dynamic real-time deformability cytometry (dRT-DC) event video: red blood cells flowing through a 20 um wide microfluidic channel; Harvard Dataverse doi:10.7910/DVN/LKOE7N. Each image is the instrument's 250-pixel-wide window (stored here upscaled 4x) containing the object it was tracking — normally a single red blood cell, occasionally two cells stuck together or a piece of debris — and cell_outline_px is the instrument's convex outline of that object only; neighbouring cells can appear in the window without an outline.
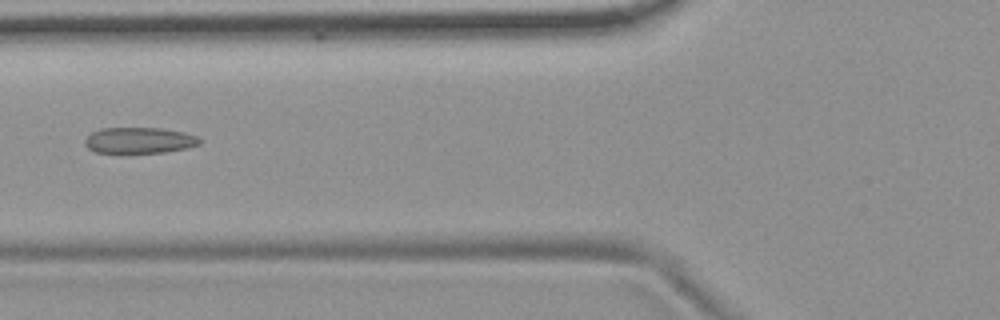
{"species": "common noctule bat (a hibernating species)", "species_latin": "Nyctalus noctula", "temperature_condition": "room temperature", "stored_images_in_passage": 9, "camera_frame_rate_fps": 3000, "um_per_image_px": 0.085, "animal": {"sex": "female", "body_mass_g": 19.9}, "frame": {"image": 1, "passage_image": 6, "time_ms": 6.333, "image_size_px": [1000, 320], "cell_outline_px": [[204, 140], [200, 144], [188, 148], [164, 152], [96, 152], [88, 148], [84, 144], [84, 140], [92, 132], [100, 128], [164, 128], [184, 132], [196, 136]], "centroid_in_image_um": [11.88, 11.92], "position_along_channel_um": 113.9, "area_um2": 17.4}}
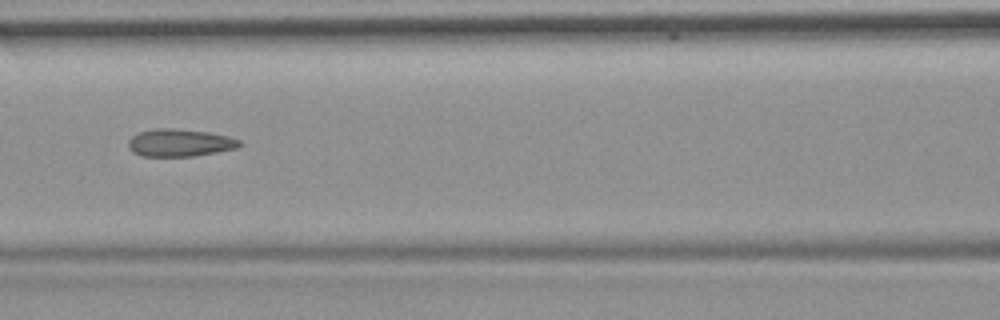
{"frame": {"image": 2, "passage_image": 7, "time_ms": 7.333, "image_size_px": [1000, 320], "cell_outline_px": [[244, 144], [236, 148], [216, 152], [192, 156], [140, 156], [132, 152], [128, 148], [128, 140], [132, 136], [140, 132], [156, 128], [172, 128], [208, 132], [228, 136], [240, 140]], "centroid_in_image_um": [15.27, 12.13], "position_along_channel_um": 151.3, "area_um2": 17.86}}
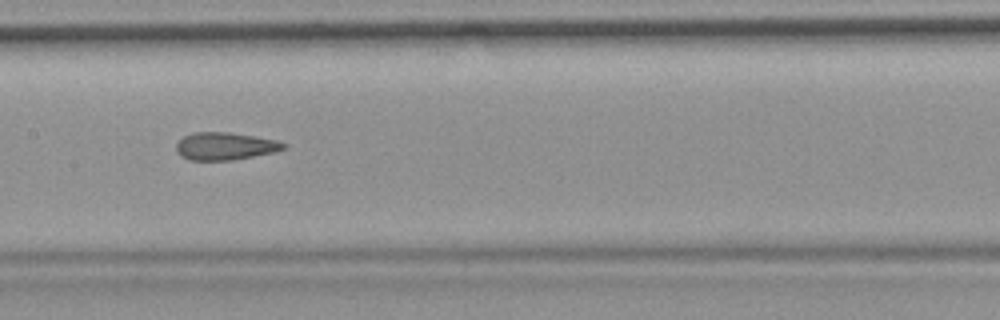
{"frame": {"image": 3, "passage_image": 8, "time_ms": 8.333, "image_size_px": [1000, 320], "cell_outline_px": [[288, 144], [284, 148], [276, 152], [232, 160], [188, 160], [180, 156], [176, 152], [176, 144], [184, 136], [196, 132], [228, 132], [256, 136], [276, 140]], "centroid_in_image_um": [19.13, 12.43], "position_along_channel_um": 188.3, "area_um2": 17.34}}